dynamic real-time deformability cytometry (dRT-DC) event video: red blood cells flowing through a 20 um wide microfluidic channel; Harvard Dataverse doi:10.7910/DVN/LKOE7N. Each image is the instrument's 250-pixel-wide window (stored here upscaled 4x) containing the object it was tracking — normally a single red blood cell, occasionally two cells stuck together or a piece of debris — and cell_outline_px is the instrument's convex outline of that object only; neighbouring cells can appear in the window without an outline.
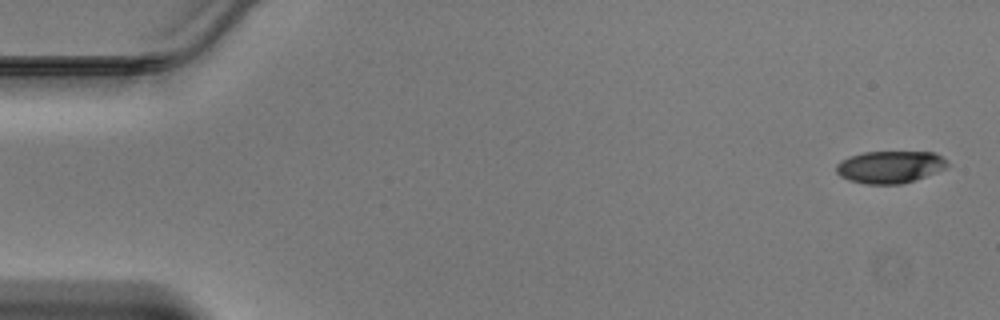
{"species": "Egyptian fruit bat (a non-hibernating species)", "species_latin": "Rousettus aegyptiacus", "temperature_condition": "warm", "stored_images_in_passage": 47, "segment_of_instrument_passage": [1, 2], "camera_frame_rate_fps": 3000, "um_per_image_px": 0.085, "animal": {"sex": "male"}, "frame": {"image": 1, "passage_image": 1, "time_ms": 0.0, "image_size_px": [1000, 320], "cell_outline_px": [[948, 164], [944, 168], [936, 172], [900, 184], [868, 184], [848, 180], [840, 176], [836, 172], [836, 164], [840, 160], [848, 156], [864, 152], [936, 152], [948, 160]], "centroid_in_image_um": [75.61, 14.17], "position_along_channel_um": 9.4, "area_um2": 20.87}}
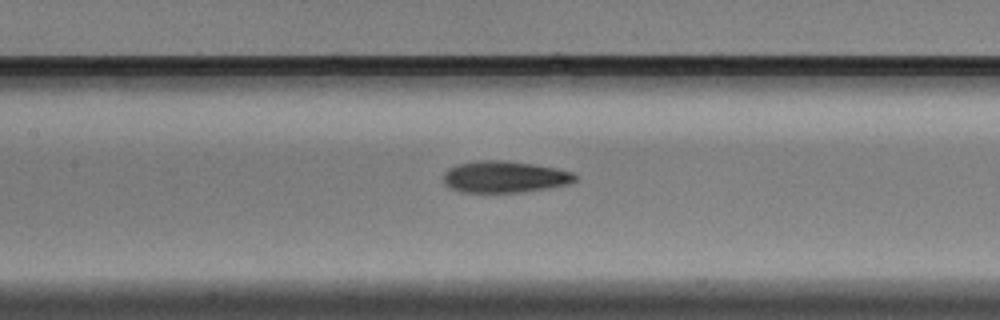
{"frame": {"image": 2, "passage_image": 21, "time_ms": 6.667, "image_size_px": [1000, 320], "cell_outline_px": [[576, 180], [568, 184], [548, 188], [520, 192], [460, 192], [448, 188], [444, 184], [444, 172], [448, 168], [456, 164], [480, 160], [504, 160], [532, 164], [556, 168], [572, 172], [576, 176]], "centroid_in_image_um": [42.84, 15.03], "position_along_channel_um": 164.6, "area_um2": 24.33}}
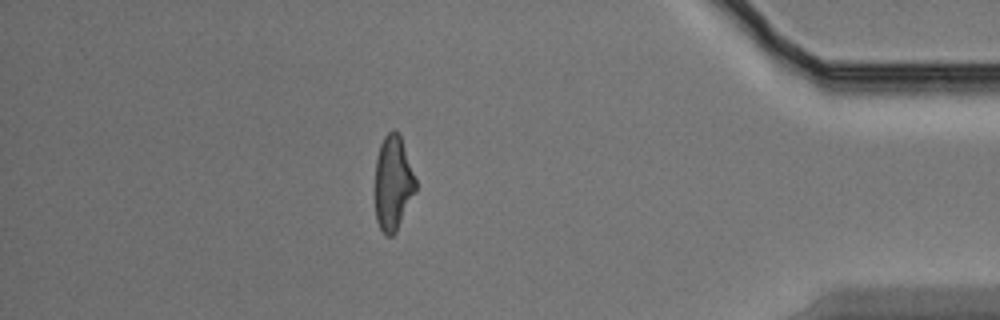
{"frame": {"image": 3, "passage_image": 40, "time_ms": 13.0, "image_size_px": [1000, 320], "cell_outline_px": [[416, 192], [396, 232], [392, 236], [384, 236], [376, 220], [376, 156], [380, 144], [384, 136], [388, 132], [396, 132], [400, 136], [416, 180]], "centroid_in_image_um": [33.41, 15.61], "position_along_channel_um": 401.8, "area_um2": 22.2}}